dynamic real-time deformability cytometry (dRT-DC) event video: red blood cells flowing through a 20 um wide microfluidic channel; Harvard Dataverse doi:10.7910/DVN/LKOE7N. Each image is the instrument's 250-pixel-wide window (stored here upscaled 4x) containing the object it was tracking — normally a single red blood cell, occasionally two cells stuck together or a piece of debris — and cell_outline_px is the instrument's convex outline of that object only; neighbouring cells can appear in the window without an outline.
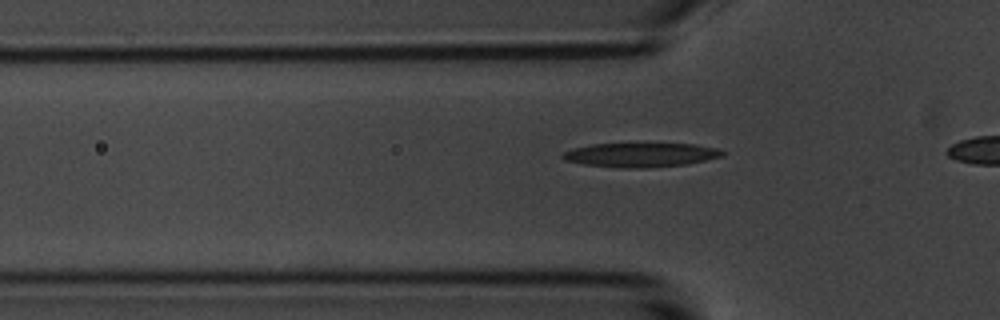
{"species": "common noctule bat (a hibernating species)", "species_latin": "Nyctalus noctula", "temperature_condition": "room temperature", "stored_images_in_passage": 16, "camera_frame_rate_fps": 3000, "um_per_image_px": 0.085, "animal": {"sex": "male", "body_mass_g": 20.1, "forearm_length_mm": 53.5}, "frame": {"image": 1, "passage_image": 10, "time_ms": 3.0, "image_size_px": [1000, 320], "cell_outline_px": [[728, 152], [724, 156], [688, 164], [644, 168], [628, 168], [584, 164], [564, 160], [560, 156], [564, 152], [572, 148], [592, 144], [696, 144], [716, 148]], "centroid_in_image_um": [54.5, 13.16], "position_along_channel_um": 71.3, "area_um2": 22.48}}
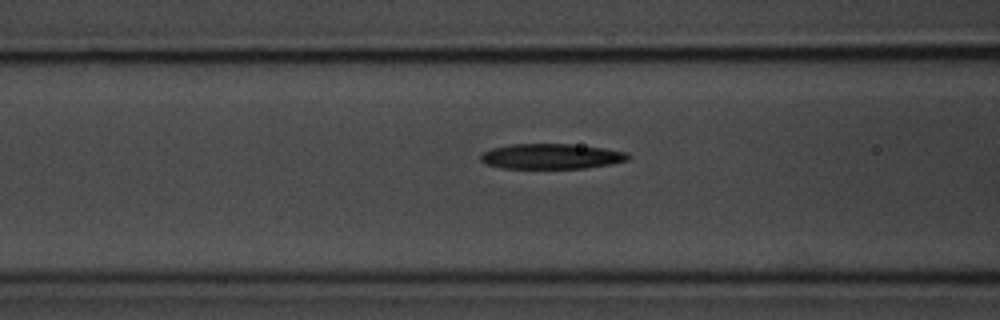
{"frame": {"image": 2, "passage_image": 14, "time_ms": 4.333, "image_size_px": [1000, 320], "cell_outline_px": [[632, 156], [628, 160], [608, 164], [584, 168], [500, 168], [484, 164], [480, 160], [480, 156], [484, 152], [492, 148], [512, 144], [572, 144], [604, 148], [624, 152]], "centroid_in_image_um": [46.82, 13.29], "position_along_channel_um": 119.8, "area_um2": 21.62}}